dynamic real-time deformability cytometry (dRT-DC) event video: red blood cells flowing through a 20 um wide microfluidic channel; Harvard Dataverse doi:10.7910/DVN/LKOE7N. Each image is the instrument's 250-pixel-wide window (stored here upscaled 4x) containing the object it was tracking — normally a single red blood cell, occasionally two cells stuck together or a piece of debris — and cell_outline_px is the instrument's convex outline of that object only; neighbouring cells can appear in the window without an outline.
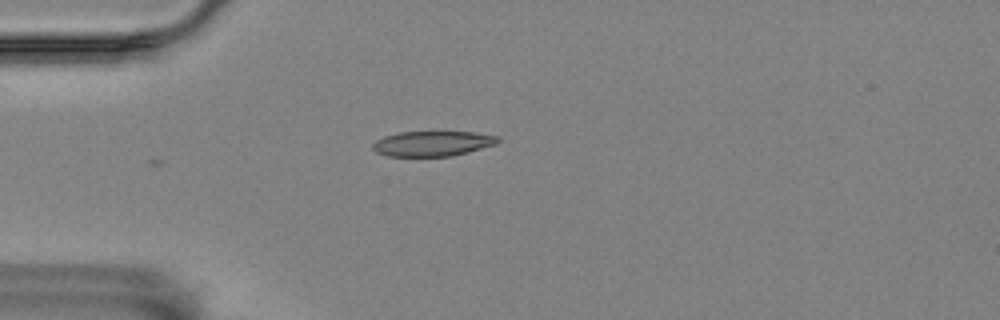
{"species": "Egyptian fruit bat (a non-hibernating species)", "species_latin": "Rousettus aegyptiacus", "temperature_condition": "room temperature", "stored_images_in_passage": 4, "camera_frame_rate_fps": 3000, "um_per_image_px": 0.085, "animal": {"sex": "female"}, "frame": {"image": 1, "passage_image": 1, "time_ms": 0.0, "image_size_px": [1000, 320], "cell_outline_px": [[500, 140], [496, 144], [468, 152], [452, 156], [388, 156], [376, 152], [372, 148], [372, 144], [376, 140], [384, 136], [396, 132], [472, 132], [500, 136]], "centroid_in_image_um": [36.76, 12.2], "position_along_channel_um": 48.2, "area_um2": 18.38}}